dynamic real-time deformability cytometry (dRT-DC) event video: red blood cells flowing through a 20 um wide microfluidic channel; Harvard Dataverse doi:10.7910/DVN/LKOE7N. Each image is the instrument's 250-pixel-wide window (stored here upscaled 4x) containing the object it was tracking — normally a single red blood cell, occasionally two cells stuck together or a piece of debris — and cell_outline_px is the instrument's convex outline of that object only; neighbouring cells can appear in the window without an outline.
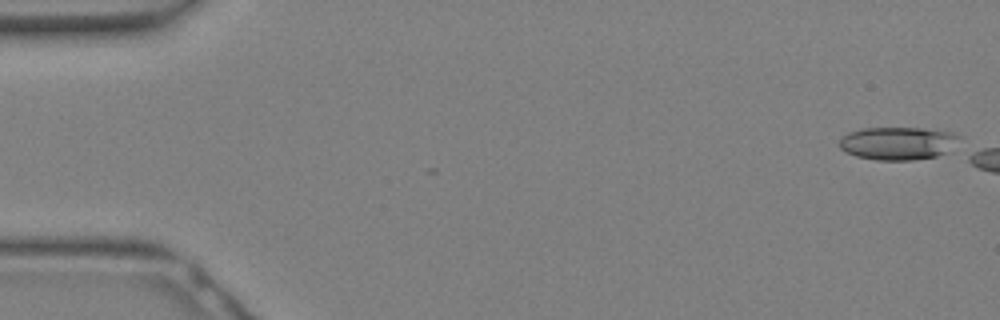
{"species": "Egyptian fruit bat (a non-hibernating species)", "species_latin": "Rousettus aegyptiacus", "temperature_condition": "warm", "stored_images_in_passage": 5, "camera_frame_rate_fps": 3000, "um_per_image_px": 0.085, "animal": {"sex": "female"}, "frame": {"image": 1, "passage_image": 1, "time_ms": 0.0, "image_size_px": [1000, 320], "cell_outline_px": [[964, 136], [952, 152], [936, 156], [912, 160], [876, 160], [856, 156], [844, 152], [840, 148], [840, 136], [848, 132], [860, 128], [924, 128], [952, 132]], "centroid_in_image_um": [76.39, 12.17], "position_along_channel_um": 8.6, "area_um2": 23.7}}